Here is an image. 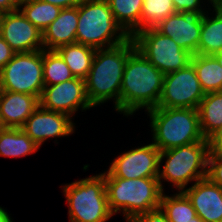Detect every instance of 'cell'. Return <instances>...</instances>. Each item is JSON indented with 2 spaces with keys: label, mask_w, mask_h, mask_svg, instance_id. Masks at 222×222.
<instances>
[{
  "label": "cell",
  "mask_w": 222,
  "mask_h": 222,
  "mask_svg": "<svg viewBox=\"0 0 222 222\" xmlns=\"http://www.w3.org/2000/svg\"><path fill=\"white\" fill-rule=\"evenodd\" d=\"M136 49L130 37L124 43L105 49H96L91 69L85 79L86 94L93 107L113 100L120 113V90L128 56Z\"/></svg>",
  "instance_id": "1"
},
{
  "label": "cell",
  "mask_w": 222,
  "mask_h": 222,
  "mask_svg": "<svg viewBox=\"0 0 222 222\" xmlns=\"http://www.w3.org/2000/svg\"><path fill=\"white\" fill-rule=\"evenodd\" d=\"M160 72L136 48L126 61L120 90V114L131 116L136 111L156 108L164 83Z\"/></svg>",
  "instance_id": "2"
},
{
  "label": "cell",
  "mask_w": 222,
  "mask_h": 222,
  "mask_svg": "<svg viewBox=\"0 0 222 222\" xmlns=\"http://www.w3.org/2000/svg\"><path fill=\"white\" fill-rule=\"evenodd\" d=\"M102 174L108 205L114 215L122 212L125 220L131 222L140 214L160 208L164 190L158 178L125 179Z\"/></svg>",
  "instance_id": "3"
},
{
  "label": "cell",
  "mask_w": 222,
  "mask_h": 222,
  "mask_svg": "<svg viewBox=\"0 0 222 222\" xmlns=\"http://www.w3.org/2000/svg\"><path fill=\"white\" fill-rule=\"evenodd\" d=\"M152 143L160 150L208 141L200 129L198 109L156 107L147 111Z\"/></svg>",
  "instance_id": "4"
},
{
  "label": "cell",
  "mask_w": 222,
  "mask_h": 222,
  "mask_svg": "<svg viewBox=\"0 0 222 222\" xmlns=\"http://www.w3.org/2000/svg\"><path fill=\"white\" fill-rule=\"evenodd\" d=\"M129 38L116 22L106 0H82L78 5L76 43L105 49L120 45Z\"/></svg>",
  "instance_id": "5"
},
{
  "label": "cell",
  "mask_w": 222,
  "mask_h": 222,
  "mask_svg": "<svg viewBox=\"0 0 222 222\" xmlns=\"http://www.w3.org/2000/svg\"><path fill=\"white\" fill-rule=\"evenodd\" d=\"M209 142L200 141L160 151L158 180L168 181L178 191H183L188 183H195L207 177ZM162 180V181H161Z\"/></svg>",
  "instance_id": "6"
},
{
  "label": "cell",
  "mask_w": 222,
  "mask_h": 222,
  "mask_svg": "<svg viewBox=\"0 0 222 222\" xmlns=\"http://www.w3.org/2000/svg\"><path fill=\"white\" fill-rule=\"evenodd\" d=\"M70 222H107L114 214L108 205L102 173L62 186Z\"/></svg>",
  "instance_id": "7"
},
{
  "label": "cell",
  "mask_w": 222,
  "mask_h": 222,
  "mask_svg": "<svg viewBox=\"0 0 222 222\" xmlns=\"http://www.w3.org/2000/svg\"><path fill=\"white\" fill-rule=\"evenodd\" d=\"M43 88V50L16 53L0 70V90L30 94L40 99Z\"/></svg>",
  "instance_id": "8"
},
{
  "label": "cell",
  "mask_w": 222,
  "mask_h": 222,
  "mask_svg": "<svg viewBox=\"0 0 222 222\" xmlns=\"http://www.w3.org/2000/svg\"><path fill=\"white\" fill-rule=\"evenodd\" d=\"M136 48L165 75L186 67L192 55L182 49L172 38L147 28L132 36Z\"/></svg>",
  "instance_id": "9"
},
{
  "label": "cell",
  "mask_w": 222,
  "mask_h": 222,
  "mask_svg": "<svg viewBox=\"0 0 222 222\" xmlns=\"http://www.w3.org/2000/svg\"><path fill=\"white\" fill-rule=\"evenodd\" d=\"M205 92L191 63L164 76L157 107L198 109Z\"/></svg>",
  "instance_id": "10"
},
{
  "label": "cell",
  "mask_w": 222,
  "mask_h": 222,
  "mask_svg": "<svg viewBox=\"0 0 222 222\" xmlns=\"http://www.w3.org/2000/svg\"><path fill=\"white\" fill-rule=\"evenodd\" d=\"M159 156L160 150L153 143L138 146L116 156L104 172L125 179L158 178Z\"/></svg>",
  "instance_id": "11"
},
{
  "label": "cell",
  "mask_w": 222,
  "mask_h": 222,
  "mask_svg": "<svg viewBox=\"0 0 222 222\" xmlns=\"http://www.w3.org/2000/svg\"><path fill=\"white\" fill-rule=\"evenodd\" d=\"M39 105L47 110L65 113L71 118L78 109L86 111L93 108L87 98L85 80L77 77L44 86Z\"/></svg>",
  "instance_id": "12"
},
{
  "label": "cell",
  "mask_w": 222,
  "mask_h": 222,
  "mask_svg": "<svg viewBox=\"0 0 222 222\" xmlns=\"http://www.w3.org/2000/svg\"><path fill=\"white\" fill-rule=\"evenodd\" d=\"M206 12H175L162 20L154 28L172 38L182 49L192 56L198 51L202 17Z\"/></svg>",
  "instance_id": "13"
},
{
  "label": "cell",
  "mask_w": 222,
  "mask_h": 222,
  "mask_svg": "<svg viewBox=\"0 0 222 222\" xmlns=\"http://www.w3.org/2000/svg\"><path fill=\"white\" fill-rule=\"evenodd\" d=\"M0 35L16 53L44 49L42 32L19 9L3 14Z\"/></svg>",
  "instance_id": "14"
},
{
  "label": "cell",
  "mask_w": 222,
  "mask_h": 222,
  "mask_svg": "<svg viewBox=\"0 0 222 222\" xmlns=\"http://www.w3.org/2000/svg\"><path fill=\"white\" fill-rule=\"evenodd\" d=\"M71 119L65 113L47 110L39 105L21 129L41 147L47 139L73 134L75 123Z\"/></svg>",
  "instance_id": "15"
},
{
  "label": "cell",
  "mask_w": 222,
  "mask_h": 222,
  "mask_svg": "<svg viewBox=\"0 0 222 222\" xmlns=\"http://www.w3.org/2000/svg\"><path fill=\"white\" fill-rule=\"evenodd\" d=\"M204 222H222V188L207 177L182 191Z\"/></svg>",
  "instance_id": "16"
},
{
  "label": "cell",
  "mask_w": 222,
  "mask_h": 222,
  "mask_svg": "<svg viewBox=\"0 0 222 222\" xmlns=\"http://www.w3.org/2000/svg\"><path fill=\"white\" fill-rule=\"evenodd\" d=\"M38 106L34 95L0 90V118L5 128H21Z\"/></svg>",
  "instance_id": "17"
},
{
  "label": "cell",
  "mask_w": 222,
  "mask_h": 222,
  "mask_svg": "<svg viewBox=\"0 0 222 222\" xmlns=\"http://www.w3.org/2000/svg\"><path fill=\"white\" fill-rule=\"evenodd\" d=\"M78 6L64 8L59 16L42 32L45 50H57L61 46L76 43Z\"/></svg>",
  "instance_id": "18"
},
{
  "label": "cell",
  "mask_w": 222,
  "mask_h": 222,
  "mask_svg": "<svg viewBox=\"0 0 222 222\" xmlns=\"http://www.w3.org/2000/svg\"><path fill=\"white\" fill-rule=\"evenodd\" d=\"M215 14L207 11L202 17L200 41L196 54L214 55L222 51V5H212Z\"/></svg>",
  "instance_id": "19"
},
{
  "label": "cell",
  "mask_w": 222,
  "mask_h": 222,
  "mask_svg": "<svg viewBox=\"0 0 222 222\" xmlns=\"http://www.w3.org/2000/svg\"><path fill=\"white\" fill-rule=\"evenodd\" d=\"M39 148L21 128H4L0 131V156L23 157L37 152Z\"/></svg>",
  "instance_id": "20"
},
{
  "label": "cell",
  "mask_w": 222,
  "mask_h": 222,
  "mask_svg": "<svg viewBox=\"0 0 222 222\" xmlns=\"http://www.w3.org/2000/svg\"><path fill=\"white\" fill-rule=\"evenodd\" d=\"M190 63L205 94L222 91V67L213 55L195 54Z\"/></svg>",
  "instance_id": "21"
},
{
  "label": "cell",
  "mask_w": 222,
  "mask_h": 222,
  "mask_svg": "<svg viewBox=\"0 0 222 222\" xmlns=\"http://www.w3.org/2000/svg\"><path fill=\"white\" fill-rule=\"evenodd\" d=\"M56 51L68 65L74 77L84 80L87 78L96 49L83 44L72 43L61 46Z\"/></svg>",
  "instance_id": "22"
},
{
  "label": "cell",
  "mask_w": 222,
  "mask_h": 222,
  "mask_svg": "<svg viewBox=\"0 0 222 222\" xmlns=\"http://www.w3.org/2000/svg\"><path fill=\"white\" fill-rule=\"evenodd\" d=\"M198 113L201 132L208 139L222 126V91L206 93Z\"/></svg>",
  "instance_id": "23"
},
{
  "label": "cell",
  "mask_w": 222,
  "mask_h": 222,
  "mask_svg": "<svg viewBox=\"0 0 222 222\" xmlns=\"http://www.w3.org/2000/svg\"><path fill=\"white\" fill-rule=\"evenodd\" d=\"M116 22L132 37L140 31V18L144 0H106Z\"/></svg>",
  "instance_id": "24"
},
{
  "label": "cell",
  "mask_w": 222,
  "mask_h": 222,
  "mask_svg": "<svg viewBox=\"0 0 222 222\" xmlns=\"http://www.w3.org/2000/svg\"><path fill=\"white\" fill-rule=\"evenodd\" d=\"M18 9L41 32L59 16L62 10L58 6L40 0H24L18 4Z\"/></svg>",
  "instance_id": "25"
},
{
  "label": "cell",
  "mask_w": 222,
  "mask_h": 222,
  "mask_svg": "<svg viewBox=\"0 0 222 222\" xmlns=\"http://www.w3.org/2000/svg\"><path fill=\"white\" fill-rule=\"evenodd\" d=\"M160 208L169 222H188L196 216L194 207L182 191H178L172 196L163 192Z\"/></svg>",
  "instance_id": "26"
},
{
  "label": "cell",
  "mask_w": 222,
  "mask_h": 222,
  "mask_svg": "<svg viewBox=\"0 0 222 222\" xmlns=\"http://www.w3.org/2000/svg\"><path fill=\"white\" fill-rule=\"evenodd\" d=\"M74 78L70 68L56 50L43 49L44 86H51Z\"/></svg>",
  "instance_id": "27"
},
{
  "label": "cell",
  "mask_w": 222,
  "mask_h": 222,
  "mask_svg": "<svg viewBox=\"0 0 222 222\" xmlns=\"http://www.w3.org/2000/svg\"><path fill=\"white\" fill-rule=\"evenodd\" d=\"M175 12L172 0H144L140 18V31L154 28Z\"/></svg>",
  "instance_id": "28"
},
{
  "label": "cell",
  "mask_w": 222,
  "mask_h": 222,
  "mask_svg": "<svg viewBox=\"0 0 222 222\" xmlns=\"http://www.w3.org/2000/svg\"><path fill=\"white\" fill-rule=\"evenodd\" d=\"M207 178L222 188V152H209Z\"/></svg>",
  "instance_id": "29"
},
{
  "label": "cell",
  "mask_w": 222,
  "mask_h": 222,
  "mask_svg": "<svg viewBox=\"0 0 222 222\" xmlns=\"http://www.w3.org/2000/svg\"><path fill=\"white\" fill-rule=\"evenodd\" d=\"M203 0H172L176 12L181 11H195V12H207L204 11ZM202 5V6H201Z\"/></svg>",
  "instance_id": "30"
},
{
  "label": "cell",
  "mask_w": 222,
  "mask_h": 222,
  "mask_svg": "<svg viewBox=\"0 0 222 222\" xmlns=\"http://www.w3.org/2000/svg\"><path fill=\"white\" fill-rule=\"evenodd\" d=\"M131 222H169L161 208L148 211L135 217Z\"/></svg>",
  "instance_id": "31"
},
{
  "label": "cell",
  "mask_w": 222,
  "mask_h": 222,
  "mask_svg": "<svg viewBox=\"0 0 222 222\" xmlns=\"http://www.w3.org/2000/svg\"><path fill=\"white\" fill-rule=\"evenodd\" d=\"M16 52L0 35V70L14 57Z\"/></svg>",
  "instance_id": "32"
},
{
  "label": "cell",
  "mask_w": 222,
  "mask_h": 222,
  "mask_svg": "<svg viewBox=\"0 0 222 222\" xmlns=\"http://www.w3.org/2000/svg\"><path fill=\"white\" fill-rule=\"evenodd\" d=\"M208 142L210 151L222 152V126L208 138Z\"/></svg>",
  "instance_id": "33"
},
{
  "label": "cell",
  "mask_w": 222,
  "mask_h": 222,
  "mask_svg": "<svg viewBox=\"0 0 222 222\" xmlns=\"http://www.w3.org/2000/svg\"><path fill=\"white\" fill-rule=\"evenodd\" d=\"M46 3L53 4L61 9L78 6L82 0H40Z\"/></svg>",
  "instance_id": "34"
},
{
  "label": "cell",
  "mask_w": 222,
  "mask_h": 222,
  "mask_svg": "<svg viewBox=\"0 0 222 222\" xmlns=\"http://www.w3.org/2000/svg\"><path fill=\"white\" fill-rule=\"evenodd\" d=\"M18 9V4L14 0H0V11L3 13L12 12Z\"/></svg>",
  "instance_id": "35"
},
{
  "label": "cell",
  "mask_w": 222,
  "mask_h": 222,
  "mask_svg": "<svg viewBox=\"0 0 222 222\" xmlns=\"http://www.w3.org/2000/svg\"><path fill=\"white\" fill-rule=\"evenodd\" d=\"M0 222H13L10 214L0 206Z\"/></svg>",
  "instance_id": "36"
},
{
  "label": "cell",
  "mask_w": 222,
  "mask_h": 222,
  "mask_svg": "<svg viewBox=\"0 0 222 222\" xmlns=\"http://www.w3.org/2000/svg\"><path fill=\"white\" fill-rule=\"evenodd\" d=\"M213 56L217 59L219 65L222 67V51L214 54Z\"/></svg>",
  "instance_id": "37"
},
{
  "label": "cell",
  "mask_w": 222,
  "mask_h": 222,
  "mask_svg": "<svg viewBox=\"0 0 222 222\" xmlns=\"http://www.w3.org/2000/svg\"><path fill=\"white\" fill-rule=\"evenodd\" d=\"M211 5H222V0H207Z\"/></svg>",
  "instance_id": "38"
},
{
  "label": "cell",
  "mask_w": 222,
  "mask_h": 222,
  "mask_svg": "<svg viewBox=\"0 0 222 222\" xmlns=\"http://www.w3.org/2000/svg\"><path fill=\"white\" fill-rule=\"evenodd\" d=\"M188 222H204L198 215H196L195 217H193V219H191V221Z\"/></svg>",
  "instance_id": "39"
},
{
  "label": "cell",
  "mask_w": 222,
  "mask_h": 222,
  "mask_svg": "<svg viewBox=\"0 0 222 222\" xmlns=\"http://www.w3.org/2000/svg\"><path fill=\"white\" fill-rule=\"evenodd\" d=\"M5 127L2 124L1 118H0V131L3 130Z\"/></svg>",
  "instance_id": "40"
},
{
  "label": "cell",
  "mask_w": 222,
  "mask_h": 222,
  "mask_svg": "<svg viewBox=\"0 0 222 222\" xmlns=\"http://www.w3.org/2000/svg\"><path fill=\"white\" fill-rule=\"evenodd\" d=\"M3 14H4V13L0 11V28H1V20H2Z\"/></svg>",
  "instance_id": "41"
},
{
  "label": "cell",
  "mask_w": 222,
  "mask_h": 222,
  "mask_svg": "<svg viewBox=\"0 0 222 222\" xmlns=\"http://www.w3.org/2000/svg\"><path fill=\"white\" fill-rule=\"evenodd\" d=\"M17 4L21 3L24 0H14Z\"/></svg>",
  "instance_id": "42"
}]
</instances>
